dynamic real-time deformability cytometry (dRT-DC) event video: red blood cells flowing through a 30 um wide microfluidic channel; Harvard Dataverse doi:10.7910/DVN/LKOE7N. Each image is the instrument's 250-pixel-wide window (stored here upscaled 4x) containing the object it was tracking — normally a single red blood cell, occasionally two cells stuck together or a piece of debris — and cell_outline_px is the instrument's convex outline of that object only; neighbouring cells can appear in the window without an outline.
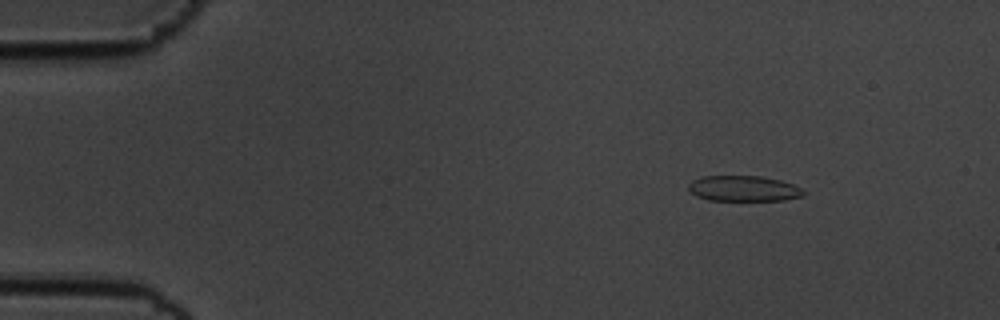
{"species": "common noctule bat (a hibernating species)", "species_latin": "Nyctalus noctula", "temperature_condition": "cold", "stored_images_in_passage": 56, "camera_frame_rate_fps": 3000, "um_per_image_px": 0.085, "animal": {"sex": "male", "body_mass_g": 19.5, "forearm_length_mm": 54.6}, "frame": {"image": 1, "passage_image": 7, "time_ms": 2.0, "image_size_px": [1000, 320], "cell_outline_px": [[804, 196], [784, 200], [708, 200], [696, 196], [688, 188], [688, 184], [692, 180], [700, 176], [760, 176], [780, 180], [792, 184], [800, 188], [804, 192]], "centroid_in_image_um": [63.18, 16.02], "position_along_channel_um": 21.8, "area_um2": 17.11}}
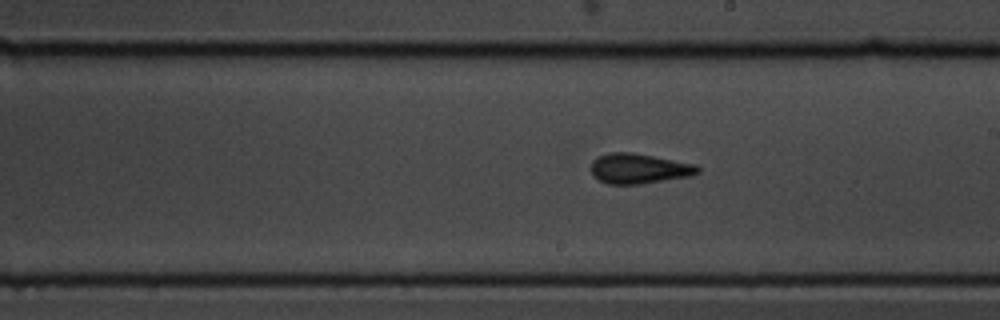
{"frame": {"image": 2, "passage_image": 32, "time_ms": 10.333, "image_size_px": [1000, 320], "cell_outline_px": [[700, 172], [692, 176], [640, 184], [608, 184], [592, 176], [592, 160], [596, 156], [608, 152], [632, 152], [696, 164], [700, 168]], "centroid_in_image_um": [54.31, 14.32], "position_along_channel_um": 234.7, "area_um2": 18.9}}
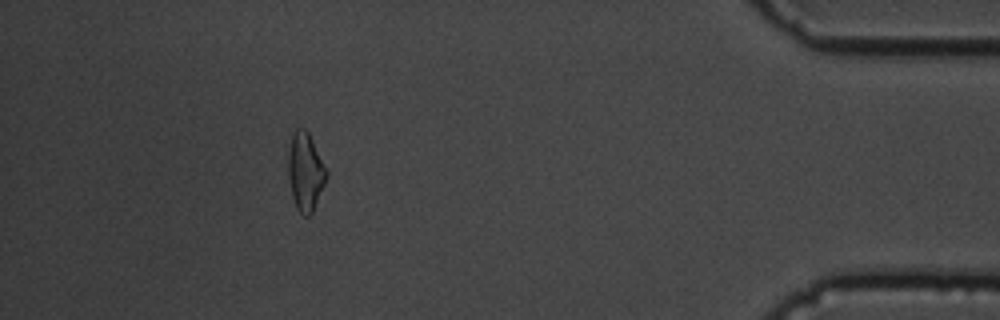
{"frame": {"image": 3, "passage_image": 51, "time_ms": 16.667, "image_size_px": [1000, 320], "cell_outline_px": [[328, 176], [312, 212], [308, 216], [304, 216], [296, 208], [292, 196], [288, 180], [288, 152], [292, 136], [296, 128], [304, 128], [308, 132], [328, 172]], "centroid_in_image_um": [25.95, 14.6], "position_along_channel_um": 409.3, "area_um2": 17.28}, "authors_computed_cell_mechanics": {"area_um2": 17.9758, "velocity_mm_per_s": 3.553, "shape_relaxation_time_tau1_ms": 4.0276, "shape_relaxation_time_tau2_ms": 1.6683, "deformation_change_tau1": 0.1214, "deformation_change_tau2": 0.0928}}